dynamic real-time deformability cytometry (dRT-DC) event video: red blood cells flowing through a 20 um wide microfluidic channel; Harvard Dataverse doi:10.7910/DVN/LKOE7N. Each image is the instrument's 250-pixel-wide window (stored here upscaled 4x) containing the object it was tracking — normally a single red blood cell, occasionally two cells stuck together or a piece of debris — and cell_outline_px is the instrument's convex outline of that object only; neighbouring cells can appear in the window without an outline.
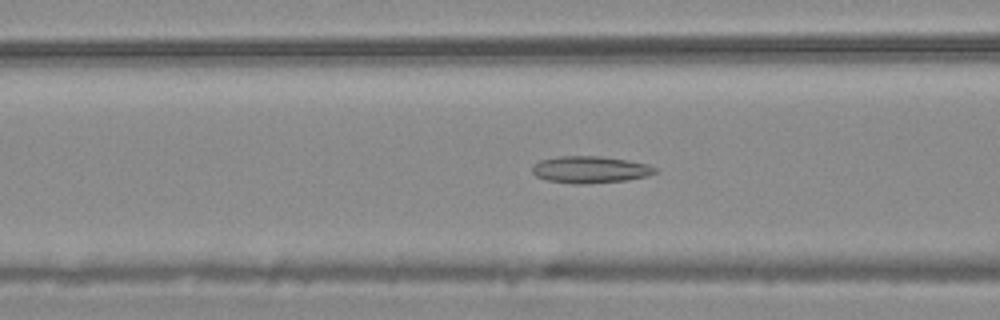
{"species": "common noctule bat (a hibernating species)", "species_latin": "Nyctalus noctula", "temperature_condition": "warm", "stored_images_in_passage": 53, "camera_frame_rate_fps": 3000, "um_per_image_px": 0.085, "animal": {"sex": "male", "body_mass_g": 20.4}, "frame": {"image": 1, "passage_image": 20, "time_ms": 6.333, "image_size_px": [1000, 320], "cell_outline_px": [[656, 172], [648, 176], [628, 180], [584, 184], [576, 184], [548, 180], [536, 176], [532, 172], [532, 164], [540, 160], [560, 156], [600, 156], [648, 164], [656, 168]], "centroid_in_image_um": [50.14, 14.42], "position_along_channel_um": 116.5, "area_um2": 19.19}}
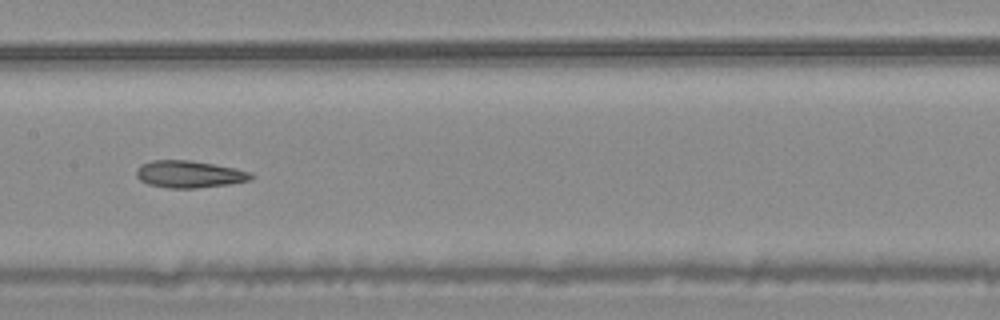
{"frame": {"image": 2, "passage_image": 26, "time_ms": 8.333, "image_size_px": [1000, 320], "cell_outline_px": [[256, 176], [252, 180], [228, 184], [196, 188], [168, 188], [148, 184], [140, 180], [136, 176], [136, 168], [140, 164], [152, 160], [188, 160], [236, 168], [252, 172]], "centroid_in_image_um": [16.1, 14.8], "position_along_channel_um": 191.3, "area_um2": 18.26}}
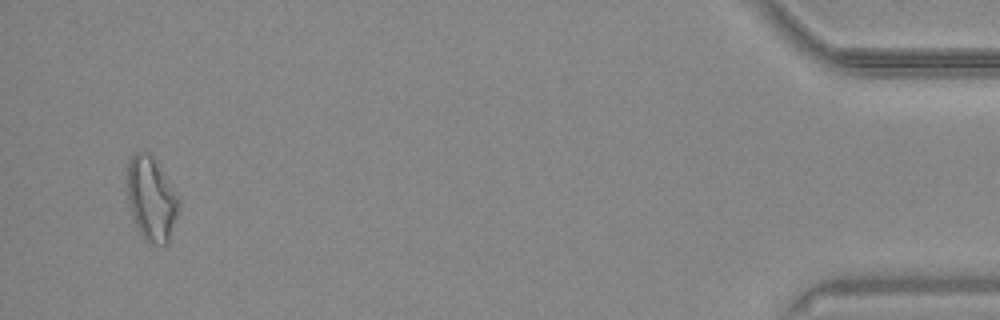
{"frame": {"image": 3, "passage_image": 51, "time_ms": 16.667, "image_size_px": [1000, 320], "cell_outline_px": [[176, 216], [168, 244], [156, 244], [144, 240], [132, 216], [128, 204], [128, 160], [132, 152], [148, 152], [152, 156], [168, 180], [176, 196]], "centroid_in_image_um": [12.81, 16.89], "position_along_channel_um": 422.4, "area_um2": 24.45}, "authors_computed_cell_mechanics": {"area_um2": 20.0566, "velocity_mm_per_s": 3.7406, "shape_relaxation_time_tau1_ms": null, "shape_relaxation_time_tau2_ms": 4.4641, "deformation_change_tau1": null, "deformation_change_tau2": 0.1492}}